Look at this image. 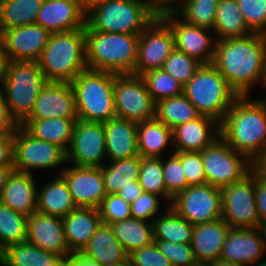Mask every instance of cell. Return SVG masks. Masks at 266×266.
Segmentation results:
<instances>
[{"label": "cell", "mask_w": 266, "mask_h": 266, "mask_svg": "<svg viewBox=\"0 0 266 266\" xmlns=\"http://www.w3.org/2000/svg\"><path fill=\"white\" fill-rule=\"evenodd\" d=\"M174 153L181 159V164L189 185H202L207 183L201 152L174 151Z\"/></svg>", "instance_id": "cell-49"}, {"label": "cell", "mask_w": 266, "mask_h": 266, "mask_svg": "<svg viewBox=\"0 0 266 266\" xmlns=\"http://www.w3.org/2000/svg\"><path fill=\"white\" fill-rule=\"evenodd\" d=\"M256 207L260 222L266 221V179L255 174Z\"/></svg>", "instance_id": "cell-52"}, {"label": "cell", "mask_w": 266, "mask_h": 266, "mask_svg": "<svg viewBox=\"0 0 266 266\" xmlns=\"http://www.w3.org/2000/svg\"><path fill=\"white\" fill-rule=\"evenodd\" d=\"M14 171V167H0V194Z\"/></svg>", "instance_id": "cell-59"}, {"label": "cell", "mask_w": 266, "mask_h": 266, "mask_svg": "<svg viewBox=\"0 0 266 266\" xmlns=\"http://www.w3.org/2000/svg\"><path fill=\"white\" fill-rule=\"evenodd\" d=\"M27 241L64 259L72 254L65 241L64 224L60 217L35 211L28 217Z\"/></svg>", "instance_id": "cell-21"}, {"label": "cell", "mask_w": 266, "mask_h": 266, "mask_svg": "<svg viewBox=\"0 0 266 266\" xmlns=\"http://www.w3.org/2000/svg\"><path fill=\"white\" fill-rule=\"evenodd\" d=\"M78 118L25 119L22 125L31 135L68 150Z\"/></svg>", "instance_id": "cell-32"}, {"label": "cell", "mask_w": 266, "mask_h": 266, "mask_svg": "<svg viewBox=\"0 0 266 266\" xmlns=\"http://www.w3.org/2000/svg\"><path fill=\"white\" fill-rule=\"evenodd\" d=\"M102 222L112 224L132 218L130 204L117 194L106 195L98 207Z\"/></svg>", "instance_id": "cell-47"}, {"label": "cell", "mask_w": 266, "mask_h": 266, "mask_svg": "<svg viewBox=\"0 0 266 266\" xmlns=\"http://www.w3.org/2000/svg\"><path fill=\"white\" fill-rule=\"evenodd\" d=\"M44 0H0V28L9 30L36 23Z\"/></svg>", "instance_id": "cell-36"}, {"label": "cell", "mask_w": 266, "mask_h": 266, "mask_svg": "<svg viewBox=\"0 0 266 266\" xmlns=\"http://www.w3.org/2000/svg\"><path fill=\"white\" fill-rule=\"evenodd\" d=\"M248 28L266 35V0H237Z\"/></svg>", "instance_id": "cell-46"}, {"label": "cell", "mask_w": 266, "mask_h": 266, "mask_svg": "<svg viewBox=\"0 0 266 266\" xmlns=\"http://www.w3.org/2000/svg\"><path fill=\"white\" fill-rule=\"evenodd\" d=\"M252 170L258 177L266 179V149L252 161Z\"/></svg>", "instance_id": "cell-57"}, {"label": "cell", "mask_w": 266, "mask_h": 266, "mask_svg": "<svg viewBox=\"0 0 266 266\" xmlns=\"http://www.w3.org/2000/svg\"><path fill=\"white\" fill-rule=\"evenodd\" d=\"M169 205L158 195L143 192L130 204L132 218L152 222Z\"/></svg>", "instance_id": "cell-45"}, {"label": "cell", "mask_w": 266, "mask_h": 266, "mask_svg": "<svg viewBox=\"0 0 266 266\" xmlns=\"http://www.w3.org/2000/svg\"><path fill=\"white\" fill-rule=\"evenodd\" d=\"M17 126L18 124L9 113L4 89L2 84H0V131L15 130Z\"/></svg>", "instance_id": "cell-53"}, {"label": "cell", "mask_w": 266, "mask_h": 266, "mask_svg": "<svg viewBox=\"0 0 266 266\" xmlns=\"http://www.w3.org/2000/svg\"><path fill=\"white\" fill-rule=\"evenodd\" d=\"M80 254L100 265L124 261L129 255L115 237L111 225L103 222Z\"/></svg>", "instance_id": "cell-30"}, {"label": "cell", "mask_w": 266, "mask_h": 266, "mask_svg": "<svg viewBox=\"0 0 266 266\" xmlns=\"http://www.w3.org/2000/svg\"><path fill=\"white\" fill-rule=\"evenodd\" d=\"M158 16L148 0H105L87 10L86 23L100 32L140 35Z\"/></svg>", "instance_id": "cell-4"}, {"label": "cell", "mask_w": 266, "mask_h": 266, "mask_svg": "<svg viewBox=\"0 0 266 266\" xmlns=\"http://www.w3.org/2000/svg\"><path fill=\"white\" fill-rule=\"evenodd\" d=\"M208 184L222 189L241 180L252 170V162L236 152L221 137L201 151Z\"/></svg>", "instance_id": "cell-10"}, {"label": "cell", "mask_w": 266, "mask_h": 266, "mask_svg": "<svg viewBox=\"0 0 266 266\" xmlns=\"http://www.w3.org/2000/svg\"><path fill=\"white\" fill-rule=\"evenodd\" d=\"M209 264H210V266H241V265H238L236 263L223 261L221 259H218L217 261H214V262L209 263Z\"/></svg>", "instance_id": "cell-63"}, {"label": "cell", "mask_w": 266, "mask_h": 266, "mask_svg": "<svg viewBox=\"0 0 266 266\" xmlns=\"http://www.w3.org/2000/svg\"><path fill=\"white\" fill-rule=\"evenodd\" d=\"M220 137V122L209 116L198 118L173 129L174 151L201 152Z\"/></svg>", "instance_id": "cell-23"}, {"label": "cell", "mask_w": 266, "mask_h": 266, "mask_svg": "<svg viewBox=\"0 0 266 266\" xmlns=\"http://www.w3.org/2000/svg\"><path fill=\"white\" fill-rule=\"evenodd\" d=\"M200 115L196 107L184 94L166 98L156 103L155 118L172 130L181 124L198 118Z\"/></svg>", "instance_id": "cell-38"}, {"label": "cell", "mask_w": 266, "mask_h": 266, "mask_svg": "<svg viewBox=\"0 0 266 266\" xmlns=\"http://www.w3.org/2000/svg\"><path fill=\"white\" fill-rule=\"evenodd\" d=\"M63 260L28 241L9 244L0 251V266H62Z\"/></svg>", "instance_id": "cell-31"}, {"label": "cell", "mask_w": 266, "mask_h": 266, "mask_svg": "<svg viewBox=\"0 0 266 266\" xmlns=\"http://www.w3.org/2000/svg\"><path fill=\"white\" fill-rule=\"evenodd\" d=\"M8 61L3 39H0V84H2L6 75Z\"/></svg>", "instance_id": "cell-58"}, {"label": "cell", "mask_w": 266, "mask_h": 266, "mask_svg": "<svg viewBox=\"0 0 266 266\" xmlns=\"http://www.w3.org/2000/svg\"><path fill=\"white\" fill-rule=\"evenodd\" d=\"M86 14L79 0H44L36 24L50 33L74 31L84 29Z\"/></svg>", "instance_id": "cell-20"}, {"label": "cell", "mask_w": 266, "mask_h": 266, "mask_svg": "<svg viewBox=\"0 0 266 266\" xmlns=\"http://www.w3.org/2000/svg\"><path fill=\"white\" fill-rule=\"evenodd\" d=\"M38 63L48 81H73L88 69L84 29L51 33Z\"/></svg>", "instance_id": "cell-5"}, {"label": "cell", "mask_w": 266, "mask_h": 266, "mask_svg": "<svg viewBox=\"0 0 266 266\" xmlns=\"http://www.w3.org/2000/svg\"><path fill=\"white\" fill-rule=\"evenodd\" d=\"M230 228L223 218L193 226L191 247L197 263H212L220 259Z\"/></svg>", "instance_id": "cell-25"}, {"label": "cell", "mask_w": 266, "mask_h": 266, "mask_svg": "<svg viewBox=\"0 0 266 266\" xmlns=\"http://www.w3.org/2000/svg\"><path fill=\"white\" fill-rule=\"evenodd\" d=\"M175 50V38L170 26L158 16L140 35L134 74L162 69Z\"/></svg>", "instance_id": "cell-14"}, {"label": "cell", "mask_w": 266, "mask_h": 266, "mask_svg": "<svg viewBox=\"0 0 266 266\" xmlns=\"http://www.w3.org/2000/svg\"><path fill=\"white\" fill-rule=\"evenodd\" d=\"M42 184L41 188L38 185L37 190L38 212L63 218L77 208L67 183L60 174H54L53 178Z\"/></svg>", "instance_id": "cell-29"}, {"label": "cell", "mask_w": 266, "mask_h": 266, "mask_svg": "<svg viewBox=\"0 0 266 266\" xmlns=\"http://www.w3.org/2000/svg\"><path fill=\"white\" fill-rule=\"evenodd\" d=\"M35 175L14 171L0 194V203L29 217L37 211L38 185Z\"/></svg>", "instance_id": "cell-24"}, {"label": "cell", "mask_w": 266, "mask_h": 266, "mask_svg": "<svg viewBox=\"0 0 266 266\" xmlns=\"http://www.w3.org/2000/svg\"><path fill=\"white\" fill-rule=\"evenodd\" d=\"M162 168L166 190L172 198L189 186L181 159L175 153L162 157Z\"/></svg>", "instance_id": "cell-44"}, {"label": "cell", "mask_w": 266, "mask_h": 266, "mask_svg": "<svg viewBox=\"0 0 266 266\" xmlns=\"http://www.w3.org/2000/svg\"><path fill=\"white\" fill-rule=\"evenodd\" d=\"M256 229L259 232L264 254L266 255V221L260 222Z\"/></svg>", "instance_id": "cell-60"}, {"label": "cell", "mask_w": 266, "mask_h": 266, "mask_svg": "<svg viewBox=\"0 0 266 266\" xmlns=\"http://www.w3.org/2000/svg\"><path fill=\"white\" fill-rule=\"evenodd\" d=\"M201 65L195 58L175 49L164 62L162 69L185 86Z\"/></svg>", "instance_id": "cell-43"}, {"label": "cell", "mask_w": 266, "mask_h": 266, "mask_svg": "<svg viewBox=\"0 0 266 266\" xmlns=\"http://www.w3.org/2000/svg\"><path fill=\"white\" fill-rule=\"evenodd\" d=\"M51 33L39 24L16 27L2 32L9 61H38Z\"/></svg>", "instance_id": "cell-18"}, {"label": "cell", "mask_w": 266, "mask_h": 266, "mask_svg": "<svg viewBox=\"0 0 266 266\" xmlns=\"http://www.w3.org/2000/svg\"><path fill=\"white\" fill-rule=\"evenodd\" d=\"M143 189L139 184V180L131 181V184L122 187L117 195L123 198L129 204L133 203L141 194Z\"/></svg>", "instance_id": "cell-54"}, {"label": "cell", "mask_w": 266, "mask_h": 266, "mask_svg": "<svg viewBox=\"0 0 266 266\" xmlns=\"http://www.w3.org/2000/svg\"><path fill=\"white\" fill-rule=\"evenodd\" d=\"M138 180L143 192L156 194L168 205L171 204L172 197L167 193L163 179L162 158L141 157Z\"/></svg>", "instance_id": "cell-41"}, {"label": "cell", "mask_w": 266, "mask_h": 266, "mask_svg": "<svg viewBox=\"0 0 266 266\" xmlns=\"http://www.w3.org/2000/svg\"><path fill=\"white\" fill-rule=\"evenodd\" d=\"M0 39H3V38H2V31H1V28H0Z\"/></svg>", "instance_id": "cell-67"}, {"label": "cell", "mask_w": 266, "mask_h": 266, "mask_svg": "<svg viewBox=\"0 0 266 266\" xmlns=\"http://www.w3.org/2000/svg\"><path fill=\"white\" fill-rule=\"evenodd\" d=\"M103 124L107 161L128 159L139 155L137 123L116 116Z\"/></svg>", "instance_id": "cell-26"}, {"label": "cell", "mask_w": 266, "mask_h": 266, "mask_svg": "<svg viewBox=\"0 0 266 266\" xmlns=\"http://www.w3.org/2000/svg\"><path fill=\"white\" fill-rule=\"evenodd\" d=\"M220 137L252 162L266 149V100L238 96L220 122Z\"/></svg>", "instance_id": "cell-2"}, {"label": "cell", "mask_w": 266, "mask_h": 266, "mask_svg": "<svg viewBox=\"0 0 266 266\" xmlns=\"http://www.w3.org/2000/svg\"><path fill=\"white\" fill-rule=\"evenodd\" d=\"M65 241L71 253H80L102 223L97 208L77 207L62 218Z\"/></svg>", "instance_id": "cell-27"}, {"label": "cell", "mask_w": 266, "mask_h": 266, "mask_svg": "<svg viewBox=\"0 0 266 266\" xmlns=\"http://www.w3.org/2000/svg\"><path fill=\"white\" fill-rule=\"evenodd\" d=\"M213 32L217 41L253 33L244 21L237 0L219 1Z\"/></svg>", "instance_id": "cell-33"}, {"label": "cell", "mask_w": 266, "mask_h": 266, "mask_svg": "<svg viewBox=\"0 0 266 266\" xmlns=\"http://www.w3.org/2000/svg\"><path fill=\"white\" fill-rule=\"evenodd\" d=\"M184 96L201 115L221 122L239 96L212 64H202L183 87Z\"/></svg>", "instance_id": "cell-8"}, {"label": "cell", "mask_w": 266, "mask_h": 266, "mask_svg": "<svg viewBox=\"0 0 266 266\" xmlns=\"http://www.w3.org/2000/svg\"><path fill=\"white\" fill-rule=\"evenodd\" d=\"M78 118L75 95L70 82L48 81L39 92L26 119Z\"/></svg>", "instance_id": "cell-19"}, {"label": "cell", "mask_w": 266, "mask_h": 266, "mask_svg": "<svg viewBox=\"0 0 266 266\" xmlns=\"http://www.w3.org/2000/svg\"><path fill=\"white\" fill-rule=\"evenodd\" d=\"M28 217L0 203V251L12 243L27 241Z\"/></svg>", "instance_id": "cell-40"}, {"label": "cell", "mask_w": 266, "mask_h": 266, "mask_svg": "<svg viewBox=\"0 0 266 266\" xmlns=\"http://www.w3.org/2000/svg\"><path fill=\"white\" fill-rule=\"evenodd\" d=\"M147 89L157 103L160 100L180 96L183 94V85L165 72L163 69L153 70L142 75Z\"/></svg>", "instance_id": "cell-42"}, {"label": "cell", "mask_w": 266, "mask_h": 266, "mask_svg": "<svg viewBox=\"0 0 266 266\" xmlns=\"http://www.w3.org/2000/svg\"><path fill=\"white\" fill-rule=\"evenodd\" d=\"M151 8L160 16L167 12H174L183 0H148Z\"/></svg>", "instance_id": "cell-55"}, {"label": "cell", "mask_w": 266, "mask_h": 266, "mask_svg": "<svg viewBox=\"0 0 266 266\" xmlns=\"http://www.w3.org/2000/svg\"><path fill=\"white\" fill-rule=\"evenodd\" d=\"M67 166V167H66ZM60 175L65 179L77 207L97 208L107 195L101 167L66 164Z\"/></svg>", "instance_id": "cell-17"}, {"label": "cell", "mask_w": 266, "mask_h": 266, "mask_svg": "<svg viewBox=\"0 0 266 266\" xmlns=\"http://www.w3.org/2000/svg\"><path fill=\"white\" fill-rule=\"evenodd\" d=\"M265 55L266 35L253 32L218 40L212 65L239 96H247L260 85Z\"/></svg>", "instance_id": "cell-1"}, {"label": "cell", "mask_w": 266, "mask_h": 266, "mask_svg": "<svg viewBox=\"0 0 266 266\" xmlns=\"http://www.w3.org/2000/svg\"><path fill=\"white\" fill-rule=\"evenodd\" d=\"M84 32L88 69L134 74L139 35L100 32L93 30L87 23Z\"/></svg>", "instance_id": "cell-3"}, {"label": "cell", "mask_w": 266, "mask_h": 266, "mask_svg": "<svg viewBox=\"0 0 266 266\" xmlns=\"http://www.w3.org/2000/svg\"><path fill=\"white\" fill-rule=\"evenodd\" d=\"M101 266H131V264H130L129 257H128L124 261H120L117 263H111V264H107V265H101Z\"/></svg>", "instance_id": "cell-64"}, {"label": "cell", "mask_w": 266, "mask_h": 266, "mask_svg": "<svg viewBox=\"0 0 266 266\" xmlns=\"http://www.w3.org/2000/svg\"><path fill=\"white\" fill-rule=\"evenodd\" d=\"M160 17L173 31L176 50L195 58L202 64H212L217 42L213 30L189 24L175 12H167Z\"/></svg>", "instance_id": "cell-16"}, {"label": "cell", "mask_w": 266, "mask_h": 266, "mask_svg": "<svg viewBox=\"0 0 266 266\" xmlns=\"http://www.w3.org/2000/svg\"><path fill=\"white\" fill-rule=\"evenodd\" d=\"M193 266H210V264L209 263H197Z\"/></svg>", "instance_id": "cell-66"}, {"label": "cell", "mask_w": 266, "mask_h": 266, "mask_svg": "<svg viewBox=\"0 0 266 266\" xmlns=\"http://www.w3.org/2000/svg\"><path fill=\"white\" fill-rule=\"evenodd\" d=\"M220 0H183L174 11L185 22L213 30Z\"/></svg>", "instance_id": "cell-39"}, {"label": "cell", "mask_w": 266, "mask_h": 266, "mask_svg": "<svg viewBox=\"0 0 266 266\" xmlns=\"http://www.w3.org/2000/svg\"><path fill=\"white\" fill-rule=\"evenodd\" d=\"M0 167H14V130L0 131Z\"/></svg>", "instance_id": "cell-51"}, {"label": "cell", "mask_w": 266, "mask_h": 266, "mask_svg": "<svg viewBox=\"0 0 266 266\" xmlns=\"http://www.w3.org/2000/svg\"><path fill=\"white\" fill-rule=\"evenodd\" d=\"M128 257L131 266H172L155 241L150 245L133 250Z\"/></svg>", "instance_id": "cell-50"}, {"label": "cell", "mask_w": 266, "mask_h": 266, "mask_svg": "<svg viewBox=\"0 0 266 266\" xmlns=\"http://www.w3.org/2000/svg\"><path fill=\"white\" fill-rule=\"evenodd\" d=\"M222 218L231 228H256L260 223L255 197V172L224 186Z\"/></svg>", "instance_id": "cell-12"}, {"label": "cell", "mask_w": 266, "mask_h": 266, "mask_svg": "<svg viewBox=\"0 0 266 266\" xmlns=\"http://www.w3.org/2000/svg\"><path fill=\"white\" fill-rule=\"evenodd\" d=\"M110 225L128 254L154 242L152 222L130 218Z\"/></svg>", "instance_id": "cell-37"}, {"label": "cell", "mask_w": 266, "mask_h": 266, "mask_svg": "<svg viewBox=\"0 0 266 266\" xmlns=\"http://www.w3.org/2000/svg\"><path fill=\"white\" fill-rule=\"evenodd\" d=\"M62 266H101L97 261L86 258L80 253H72L63 260Z\"/></svg>", "instance_id": "cell-56"}, {"label": "cell", "mask_w": 266, "mask_h": 266, "mask_svg": "<svg viewBox=\"0 0 266 266\" xmlns=\"http://www.w3.org/2000/svg\"><path fill=\"white\" fill-rule=\"evenodd\" d=\"M66 164V152L60 146L35 138L22 125L14 130L15 171L36 175L58 169V175Z\"/></svg>", "instance_id": "cell-9"}, {"label": "cell", "mask_w": 266, "mask_h": 266, "mask_svg": "<svg viewBox=\"0 0 266 266\" xmlns=\"http://www.w3.org/2000/svg\"><path fill=\"white\" fill-rule=\"evenodd\" d=\"M47 82L38 61H8L2 86L9 113L18 125L31 114Z\"/></svg>", "instance_id": "cell-7"}, {"label": "cell", "mask_w": 266, "mask_h": 266, "mask_svg": "<svg viewBox=\"0 0 266 266\" xmlns=\"http://www.w3.org/2000/svg\"><path fill=\"white\" fill-rule=\"evenodd\" d=\"M260 88L263 89L262 91L264 93H266V55H265V58H264V66H263V75H262V79H261V82H260ZM261 95H259V98H266V96L264 97L262 95V97H260Z\"/></svg>", "instance_id": "cell-61"}, {"label": "cell", "mask_w": 266, "mask_h": 266, "mask_svg": "<svg viewBox=\"0 0 266 266\" xmlns=\"http://www.w3.org/2000/svg\"><path fill=\"white\" fill-rule=\"evenodd\" d=\"M67 164L101 167L107 162L105 131L102 122L77 119L71 144L66 151Z\"/></svg>", "instance_id": "cell-15"}, {"label": "cell", "mask_w": 266, "mask_h": 266, "mask_svg": "<svg viewBox=\"0 0 266 266\" xmlns=\"http://www.w3.org/2000/svg\"><path fill=\"white\" fill-rule=\"evenodd\" d=\"M154 241L172 266H193L197 264L191 243L179 244L166 240Z\"/></svg>", "instance_id": "cell-48"}, {"label": "cell", "mask_w": 266, "mask_h": 266, "mask_svg": "<svg viewBox=\"0 0 266 266\" xmlns=\"http://www.w3.org/2000/svg\"><path fill=\"white\" fill-rule=\"evenodd\" d=\"M137 148L141 157L170 155L174 153L173 130L156 118L137 123Z\"/></svg>", "instance_id": "cell-28"}, {"label": "cell", "mask_w": 266, "mask_h": 266, "mask_svg": "<svg viewBox=\"0 0 266 266\" xmlns=\"http://www.w3.org/2000/svg\"><path fill=\"white\" fill-rule=\"evenodd\" d=\"M140 167V155L128 159L107 161L101 166L106 194H117L122 187L131 184V181L138 180Z\"/></svg>", "instance_id": "cell-35"}, {"label": "cell", "mask_w": 266, "mask_h": 266, "mask_svg": "<svg viewBox=\"0 0 266 266\" xmlns=\"http://www.w3.org/2000/svg\"><path fill=\"white\" fill-rule=\"evenodd\" d=\"M114 108L117 117L135 123L155 118L156 103L142 76L115 73Z\"/></svg>", "instance_id": "cell-11"}, {"label": "cell", "mask_w": 266, "mask_h": 266, "mask_svg": "<svg viewBox=\"0 0 266 266\" xmlns=\"http://www.w3.org/2000/svg\"><path fill=\"white\" fill-rule=\"evenodd\" d=\"M84 7V9L87 11L89 8L94 6L95 4L105 1V0H79Z\"/></svg>", "instance_id": "cell-62"}, {"label": "cell", "mask_w": 266, "mask_h": 266, "mask_svg": "<svg viewBox=\"0 0 266 266\" xmlns=\"http://www.w3.org/2000/svg\"><path fill=\"white\" fill-rule=\"evenodd\" d=\"M192 225L222 219L221 189L208 183L189 185L172 198L169 205Z\"/></svg>", "instance_id": "cell-13"}, {"label": "cell", "mask_w": 266, "mask_h": 266, "mask_svg": "<svg viewBox=\"0 0 266 266\" xmlns=\"http://www.w3.org/2000/svg\"><path fill=\"white\" fill-rule=\"evenodd\" d=\"M152 225L154 240H166L179 244L191 243L194 225L169 206L152 221Z\"/></svg>", "instance_id": "cell-34"}, {"label": "cell", "mask_w": 266, "mask_h": 266, "mask_svg": "<svg viewBox=\"0 0 266 266\" xmlns=\"http://www.w3.org/2000/svg\"><path fill=\"white\" fill-rule=\"evenodd\" d=\"M266 255L264 256L263 259H260L255 265L253 266H266V259H265ZM265 259V260H264Z\"/></svg>", "instance_id": "cell-65"}, {"label": "cell", "mask_w": 266, "mask_h": 266, "mask_svg": "<svg viewBox=\"0 0 266 266\" xmlns=\"http://www.w3.org/2000/svg\"><path fill=\"white\" fill-rule=\"evenodd\" d=\"M265 256L256 228H230L220 259L241 266H253Z\"/></svg>", "instance_id": "cell-22"}, {"label": "cell", "mask_w": 266, "mask_h": 266, "mask_svg": "<svg viewBox=\"0 0 266 266\" xmlns=\"http://www.w3.org/2000/svg\"><path fill=\"white\" fill-rule=\"evenodd\" d=\"M114 79L115 73L86 69L70 82L79 120L104 123L116 117Z\"/></svg>", "instance_id": "cell-6"}]
</instances>
